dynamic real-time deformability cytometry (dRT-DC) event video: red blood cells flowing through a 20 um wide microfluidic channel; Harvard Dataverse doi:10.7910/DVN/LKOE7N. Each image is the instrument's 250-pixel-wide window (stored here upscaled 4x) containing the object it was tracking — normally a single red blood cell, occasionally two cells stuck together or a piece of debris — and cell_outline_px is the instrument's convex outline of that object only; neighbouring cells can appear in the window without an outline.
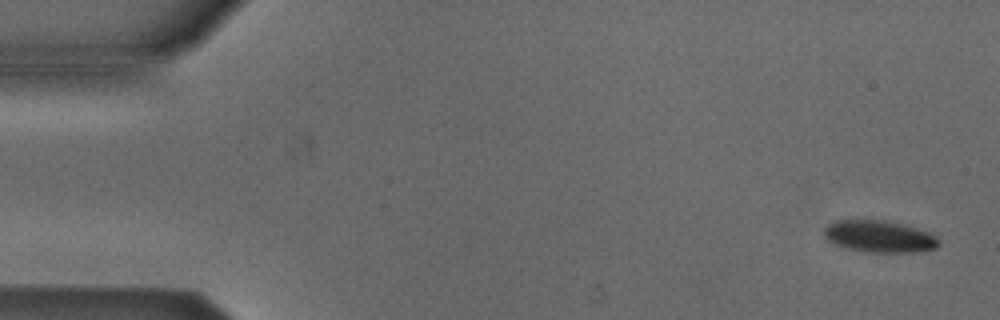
{"species": "Egyptian fruit bat (a non-hibernating species)", "species_latin": "Rousettus aegyptiacus", "temperature_condition": "cold", "stored_images_in_passage": 5, "camera_frame_rate_fps": 3000, "um_per_image_px": 0.085, "animal": {"sex": "male"}, "frame": {"image": 1, "passage_image": 1, "time_ms": 0.0, "image_size_px": [1000, 320], "cell_outline_px": [[940, 244], [936, 248], [924, 252], [872, 252], [848, 248], [836, 244], [828, 240], [824, 236], [824, 228], [828, 224], [836, 220], [884, 220], [916, 228], [928, 232], [936, 236], [940, 240]], "centroid_in_image_um": [74.78, 20.1], "position_along_channel_um": 10.2, "area_um2": 21.21}}